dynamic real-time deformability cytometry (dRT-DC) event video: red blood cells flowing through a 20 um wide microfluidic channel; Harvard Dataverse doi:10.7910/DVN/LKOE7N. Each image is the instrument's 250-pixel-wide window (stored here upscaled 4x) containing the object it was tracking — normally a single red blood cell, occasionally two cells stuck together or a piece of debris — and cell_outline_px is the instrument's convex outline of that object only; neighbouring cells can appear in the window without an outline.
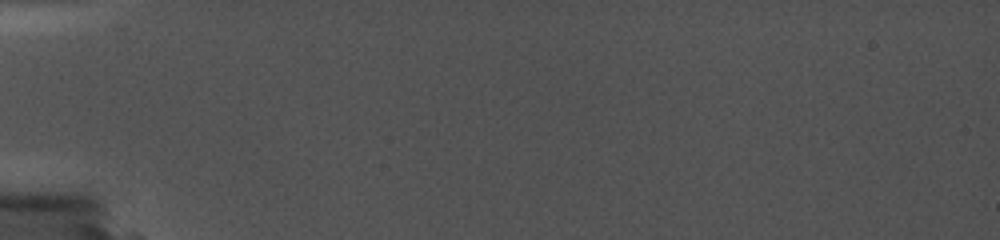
{"species": "common noctule bat (a hibernating species)", "species_latin": "Nyctalus noctula", "temperature_condition": "cold", "stored_images_in_passage": 3, "camera_frame_rate_fps": 5000, "um_per_image_px": 0.085, "animal": {"sex": "female", "body_mass_g": 19.0, "forearm_length_mm": 56.7}, "frame": {"image": 1, "passage_image": 2, "time_ms": 1.2, "image_size_px": [1000, 240], "cell_outline_px": [[660, 132], [656, 136], [608, 140], [596, 140], [528, 136], [516, 132], [516, 128], [652, 128]], "centroid_in_image_um": [50.11, 11.31], "position_along_channel_um": 34.9, "area_um2": 10.0}}